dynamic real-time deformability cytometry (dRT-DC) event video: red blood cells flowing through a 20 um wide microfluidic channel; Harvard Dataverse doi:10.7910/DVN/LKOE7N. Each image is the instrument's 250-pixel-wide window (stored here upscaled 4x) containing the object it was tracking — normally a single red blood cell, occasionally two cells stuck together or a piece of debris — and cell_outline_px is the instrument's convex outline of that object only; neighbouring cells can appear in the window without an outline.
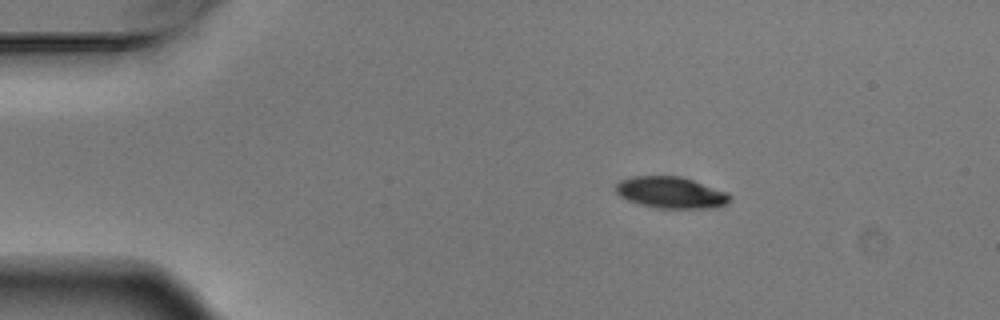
{"species": "Egyptian fruit bat (a non-hibernating species)", "species_latin": "Rousettus aegyptiacus", "temperature_condition": "warm", "stored_images_in_passage": 3, "camera_frame_rate_fps": 3000, "um_per_image_px": 0.085, "animal": {"sex": "male"}, "frame": {"image": 1, "passage_image": 1, "time_ms": 0.0, "image_size_px": [1000, 320], "cell_outline_px": [[732, 200], [716, 208], [660, 208], [640, 204], [628, 200], [620, 196], [616, 192], [616, 184], [620, 180], [632, 176], [680, 176], [728, 192], [732, 196]], "centroid_in_image_um": [57.05, 16.36], "position_along_channel_um": 28.0, "area_um2": 20.92}}